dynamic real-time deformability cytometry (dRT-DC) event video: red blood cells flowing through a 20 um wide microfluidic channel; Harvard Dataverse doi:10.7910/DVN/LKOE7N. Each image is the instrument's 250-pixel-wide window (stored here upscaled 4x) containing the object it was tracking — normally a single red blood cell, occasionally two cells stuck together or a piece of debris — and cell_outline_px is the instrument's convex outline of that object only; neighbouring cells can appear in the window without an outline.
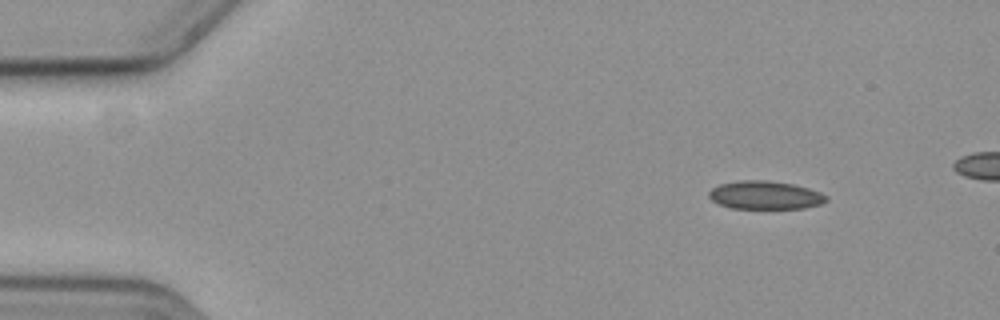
{"species": "common noctule bat (a hibernating species)", "species_latin": "Nyctalus noctula", "temperature_condition": "cold", "stored_images_in_passage": 48, "camera_frame_rate_fps": 3000, "um_per_image_px": 0.085, "animal": {"sex": "female", "body_mass_g": 19.3, "forearm_length_mm": 54.1}, "frame": {"image": 1, "passage_image": 1, "time_ms": 0.0, "image_size_px": [1000, 320], "cell_outline_px": [[828, 200], [820, 204], [804, 208], [732, 208], [720, 204], [712, 200], [708, 196], [708, 192], [712, 188], [720, 184], [740, 180], [764, 180], [792, 184], [808, 188], [820, 192], [828, 196]], "centroid_in_image_um": [65.04, 16.58], "position_along_channel_um": 20.0, "area_um2": 19.19}}
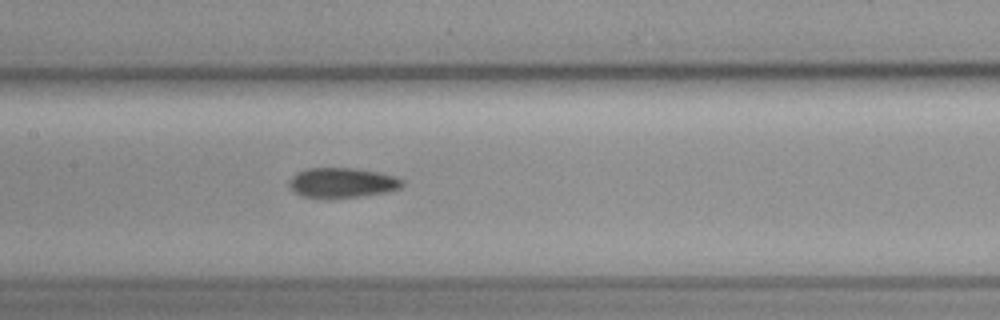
{"frame": {"image": 2, "passage_image": 22, "time_ms": 7.0, "image_size_px": [1000, 320], "cell_outline_px": [[404, 184], [400, 188], [384, 192], [360, 196], [328, 200], [300, 196], [292, 192], [288, 184], [288, 180], [296, 172], [308, 168], [356, 168], [380, 172], [396, 176], [404, 180]], "centroid_in_image_um": [29.03, 15.55], "position_along_channel_um": 178.4, "area_um2": 20.4}}
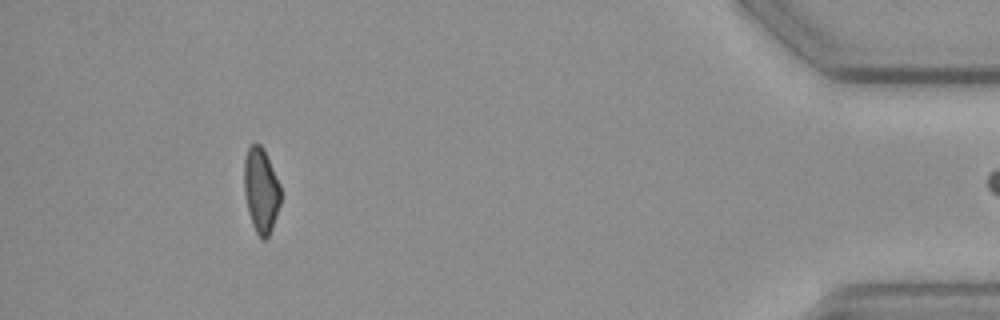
{"frame": {"image": 3, "passage_image": 47, "time_ms": 15.333, "image_size_px": [1000, 320], "cell_outline_px": [[280, 204], [272, 228], [268, 236], [264, 240], [260, 240], [252, 224], [248, 212], [244, 192], [244, 160], [248, 148], [252, 144], [260, 144], [264, 148], [280, 184]], "centroid_in_image_um": [22.18, 16.18], "position_along_channel_um": 413.0, "area_um2": 18.15}}